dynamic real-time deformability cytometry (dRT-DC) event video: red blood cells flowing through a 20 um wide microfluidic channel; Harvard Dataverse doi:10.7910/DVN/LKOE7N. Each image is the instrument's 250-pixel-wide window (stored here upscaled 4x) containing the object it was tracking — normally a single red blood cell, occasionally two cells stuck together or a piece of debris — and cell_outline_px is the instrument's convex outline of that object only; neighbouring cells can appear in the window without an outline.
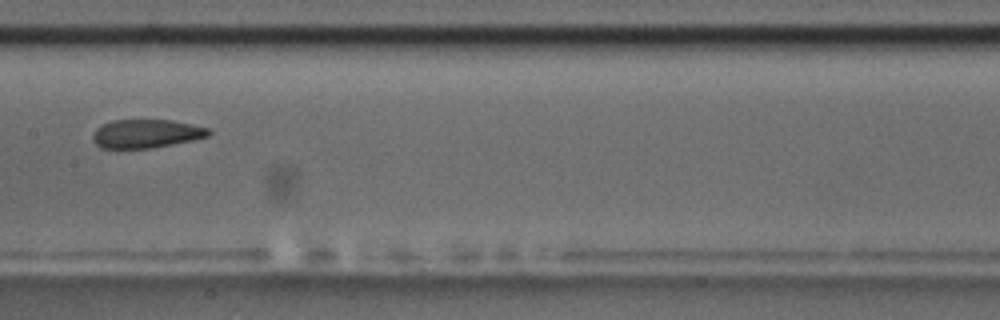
{"species": "common noctule bat (a hibernating species)", "species_latin": "Nyctalus noctula", "temperature_condition": "room temperature", "stored_images_in_passage": 9, "camera_frame_rate_fps": 3000, "um_per_image_px": 0.085, "animal": {"sex": "male", "body_mass_g": 17.5, "forearm_length_mm": 52.3}, "frame": {"image": 1, "passage_image": 9, "time_ms": 9.333, "image_size_px": [1000, 320], "cell_outline_px": [[212, 132], [208, 136], [192, 140], [152, 148], [100, 148], [92, 140], [92, 136], [96, 128], [112, 120], [172, 120], [192, 124], [208, 128]], "centroid_in_image_um": [12.42, 11.36], "position_along_channel_um": 195.0, "area_um2": 19.25}}